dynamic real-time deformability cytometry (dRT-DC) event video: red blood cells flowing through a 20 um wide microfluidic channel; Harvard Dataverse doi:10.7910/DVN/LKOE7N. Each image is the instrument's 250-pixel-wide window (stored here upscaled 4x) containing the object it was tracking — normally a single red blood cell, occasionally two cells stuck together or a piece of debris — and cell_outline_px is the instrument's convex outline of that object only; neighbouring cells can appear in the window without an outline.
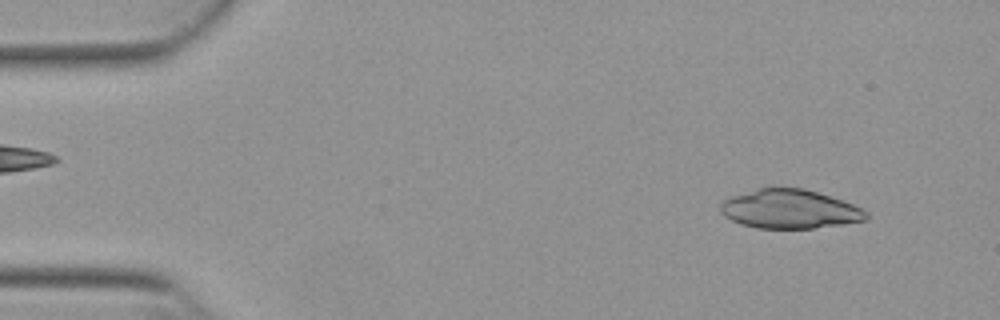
{"species": "Egyptian fruit bat (a non-hibernating species)", "species_latin": "Rousettus aegyptiacus", "temperature_condition": "warm", "stored_images_in_passage": 48, "camera_frame_rate_fps": 3000, "um_per_image_px": 0.085, "animal": {"sex": "female"}, "frame": {"image": 1, "passage_image": 1, "time_ms": 0.0, "image_size_px": [1000, 320], "cell_outline_px": [[868, 220], [812, 228], [756, 228], [740, 224], [724, 216], [720, 212], [720, 204], [724, 200], [732, 196], [760, 188], [804, 188], [852, 204], [868, 212]], "centroid_in_image_um": [67.1, 17.78], "position_along_channel_um": 17.9, "area_um2": 32.71}}